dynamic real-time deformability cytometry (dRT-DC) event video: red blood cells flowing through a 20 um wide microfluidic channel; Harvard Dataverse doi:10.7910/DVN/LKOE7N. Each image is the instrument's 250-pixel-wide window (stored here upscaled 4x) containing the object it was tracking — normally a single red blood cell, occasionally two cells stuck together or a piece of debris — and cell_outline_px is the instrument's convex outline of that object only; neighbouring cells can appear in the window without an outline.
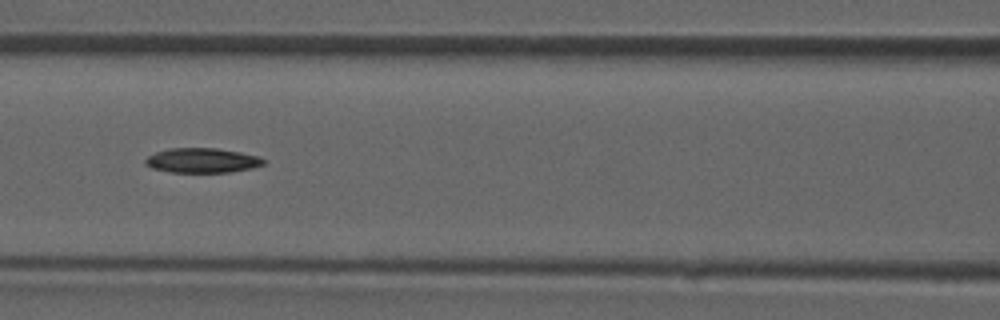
{"species": "common noctule bat (a hibernating species)", "species_latin": "Nyctalus noctula", "temperature_condition": "room temperature", "stored_images_in_passage": 38, "camera_frame_rate_fps": 3000, "um_per_image_px": 0.085, "animal": {"sex": "male", "forearm_length_mm": 52.5}, "frame": {"image": 1, "passage_image": 12, "time_ms": 3.667, "image_size_px": [1000, 320], "cell_outline_px": [[268, 160], [264, 164], [252, 168], [228, 172], [168, 172], [152, 168], [144, 164], [144, 160], [148, 156], [156, 152], [168, 148], [216, 148], [240, 152], [260, 156]], "centroid_in_image_um": [17.19, 13.63], "position_along_channel_um": 149.4, "area_um2": 17.17}}